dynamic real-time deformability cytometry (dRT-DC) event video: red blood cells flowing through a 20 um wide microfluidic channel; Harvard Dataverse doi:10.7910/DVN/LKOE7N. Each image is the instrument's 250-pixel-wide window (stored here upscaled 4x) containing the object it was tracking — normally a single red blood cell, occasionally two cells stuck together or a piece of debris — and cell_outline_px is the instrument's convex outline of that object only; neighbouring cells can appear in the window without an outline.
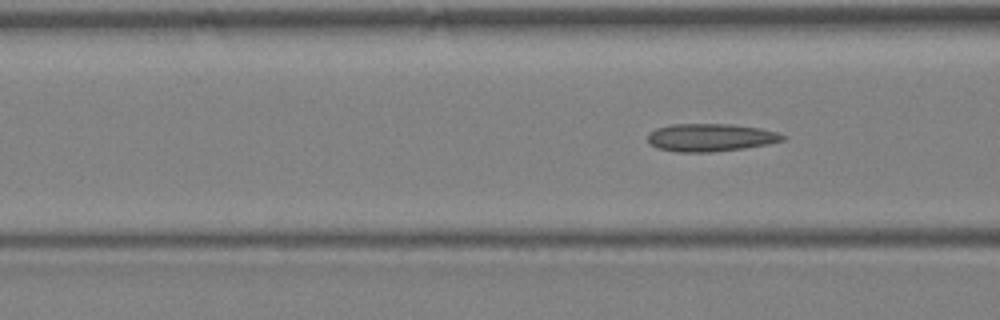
{"species": "Egyptian fruit bat (a non-hibernating species)", "species_latin": "Rousettus aegyptiacus", "temperature_condition": "warm", "stored_images_in_passage": 5, "segment_of_instrument_passage": [2, 2], "camera_frame_rate_fps": 3000, "um_per_image_px": 0.085, "animal": {"sex": "female"}, "frame": {"image": 1, "passage_image": 5, "time_ms": 5.667, "image_size_px": [1000, 320], "cell_outline_px": [[784, 140], [768, 144], [744, 148], [712, 152], [676, 152], [656, 148], [648, 140], [648, 132], [656, 128], [672, 124], [732, 124], [760, 128], [776, 132], [784, 136]], "centroid_in_image_um": [60.36, 11.69], "position_along_channel_um": 106.2, "area_um2": 21.85}}